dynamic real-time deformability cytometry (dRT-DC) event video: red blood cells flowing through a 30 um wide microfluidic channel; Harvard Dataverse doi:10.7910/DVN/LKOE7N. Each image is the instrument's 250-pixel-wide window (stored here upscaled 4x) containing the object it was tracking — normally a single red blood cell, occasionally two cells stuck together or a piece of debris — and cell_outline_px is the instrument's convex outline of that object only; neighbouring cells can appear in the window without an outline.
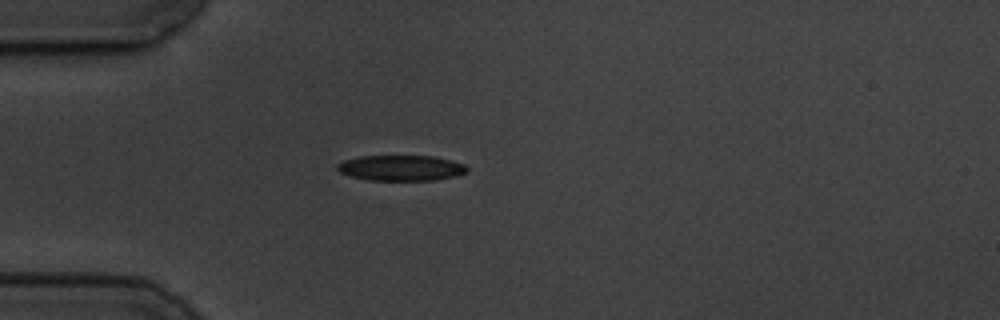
{"species": "common noctule bat (a hibernating species)", "species_latin": "Nyctalus noctula", "temperature_condition": "cold", "stored_images_in_passage": 2, "camera_frame_rate_fps": 3000, "um_per_image_px": 0.085, "animal": {"sex": "male", "body_mass_g": 19.5, "forearm_length_mm": 54.6}, "frame": {"image": 1, "passage_image": 2, "time_ms": 1.333, "image_size_px": [1000, 320], "cell_outline_px": [[468, 172], [456, 176], [436, 180], [368, 180], [352, 176], [340, 172], [336, 168], [336, 164], [344, 160], [360, 156], [432, 156], [452, 160], [464, 164], [468, 168]], "centroid_in_image_um": [34.11, 14.27], "position_along_channel_um": 50.9, "area_um2": 19.36}}